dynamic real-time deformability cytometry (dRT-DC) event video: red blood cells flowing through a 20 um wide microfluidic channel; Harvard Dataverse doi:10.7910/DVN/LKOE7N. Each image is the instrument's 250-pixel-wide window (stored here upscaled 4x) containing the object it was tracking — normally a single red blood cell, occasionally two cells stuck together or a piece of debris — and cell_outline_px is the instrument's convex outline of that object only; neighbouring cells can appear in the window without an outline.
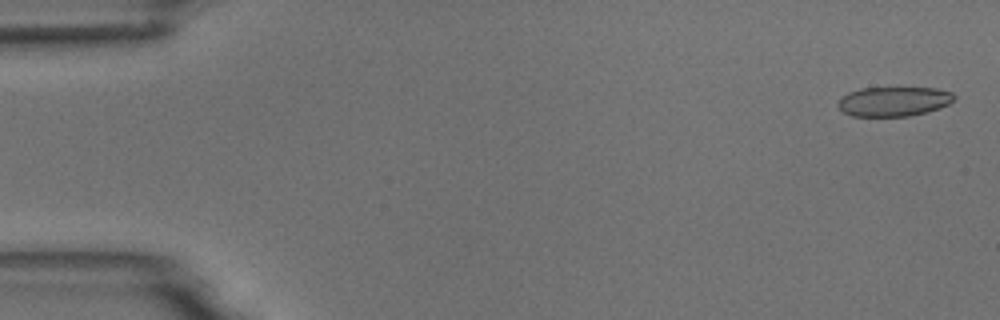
{"species": "common noctule bat (a hibernating species)", "species_latin": "Nyctalus noctula", "temperature_condition": "room temperature", "stored_images_in_passage": 5, "camera_frame_rate_fps": 3000, "um_per_image_px": 0.085, "animal": {"sex": "male", "body_mass_g": 18.8}, "frame": {"image": 1, "passage_image": 1, "time_ms": 0.0, "image_size_px": [1000, 320], "cell_outline_px": [[956, 96], [948, 104], [940, 108], [928, 112], [908, 116], [852, 116], [844, 112], [836, 104], [848, 92], [860, 88], [936, 88], [952, 92]], "centroid_in_image_um": [75.98, 8.62], "position_along_channel_um": 9.0, "area_um2": 19.94}}
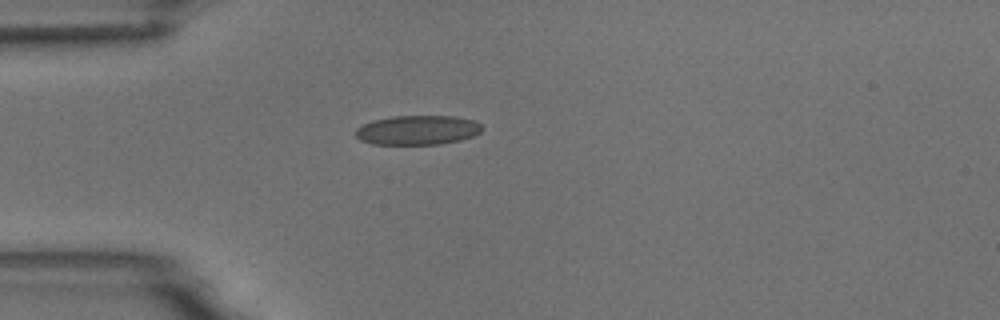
{"frame": {"image": 2, "passage_image": 5, "time_ms": 4.333, "image_size_px": [1000, 320], "cell_outline_px": [[484, 128], [480, 132], [472, 136], [460, 140], [440, 144], [372, 144], [360, 140], [356, 136], [356, 128], [372, 120], [392, 116], [456, 116], [472, 120], [480, 124]], "centroid_in_image_um": [35.49, 11.05], "position_along_channel_um": 49.5, "area_um2": 21.68}}